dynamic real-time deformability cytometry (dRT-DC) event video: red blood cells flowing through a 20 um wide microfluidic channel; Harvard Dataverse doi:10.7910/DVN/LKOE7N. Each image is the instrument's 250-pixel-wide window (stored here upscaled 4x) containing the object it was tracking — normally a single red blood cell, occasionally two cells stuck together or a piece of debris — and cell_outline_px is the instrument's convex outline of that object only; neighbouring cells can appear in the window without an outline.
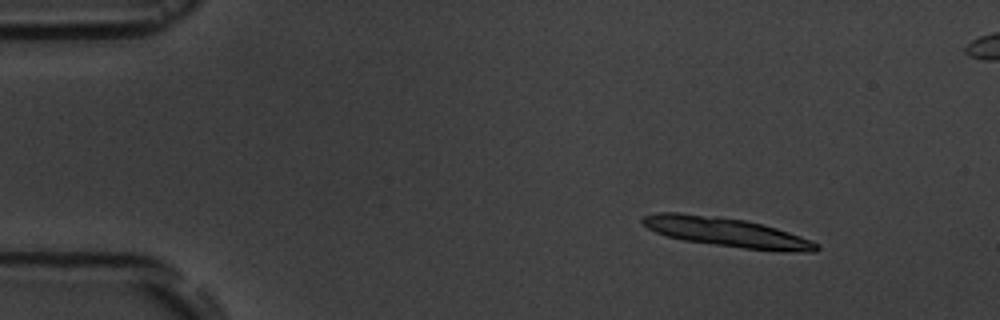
{"species": "common noctule bat (a hibernating species)", "species_latin": "Nyctalus noctula", "temperature_condition": "room temperature", "stored_images_in_passage": 3, "camera_frame_rate_fps": 3000, "um_per_image_px": 0.085, "animal": {"sex": "male", "body_mass_g": 19.5, "forearm_length_mm": 54.6}, "frame": {"image": 1, "passage_image": 1, "time_ms": 0.0, "image_size_px": [1000, 320], "cell_outline_px": [[820, 248], [816, 252], [804, 252], [744, 248], [684, 240], [668, 236], [656, 232], [648, 228], [640, 220], [644, 216], [656, 212], [680, 212], [716, 216], [744, 220], [776, 228], [812, 240], [820, 244]], "centroid_in_image_um": [61.76, 19.73], "position_along_channel_um": 23.2, "area_um2": 29.25}}